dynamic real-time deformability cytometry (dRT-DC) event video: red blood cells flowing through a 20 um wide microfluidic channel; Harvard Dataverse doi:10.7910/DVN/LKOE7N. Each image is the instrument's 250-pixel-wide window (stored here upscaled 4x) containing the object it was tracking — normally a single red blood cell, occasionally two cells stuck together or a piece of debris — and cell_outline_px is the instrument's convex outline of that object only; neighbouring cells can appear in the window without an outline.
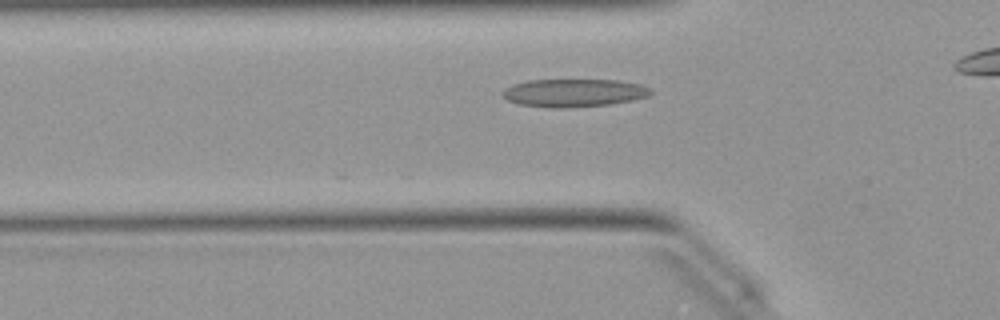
{"species": "Egyptian fruit bat (a non-hibernating species)", "species_latin": "Rousettus aegyptiacus", "temperature_condition": "warm", "stored_images_in_passage": 23, "camera_frame_rate_fps": 3000, "um_per_image_px": 0.085, "animal": {"sex": "female"}, "frame": {"image": 1, "passage_image": 9, "time_ms": 2.667, "image_size_px": [1000, 320], "cell_outline_px": [[652, 92], [648, 96], [632, 100], [608, 104], [572, 108], [548, 108], [516, 104], [500, 96], [500, 92], [504, 88], [512, 84], [528, 80], [616, 80], [640, 84], [648, 88]], "centroid_in_image_um": [48.68, 7.9], "position_along_channel_um": 77.1, "area_um2": 24.39}}
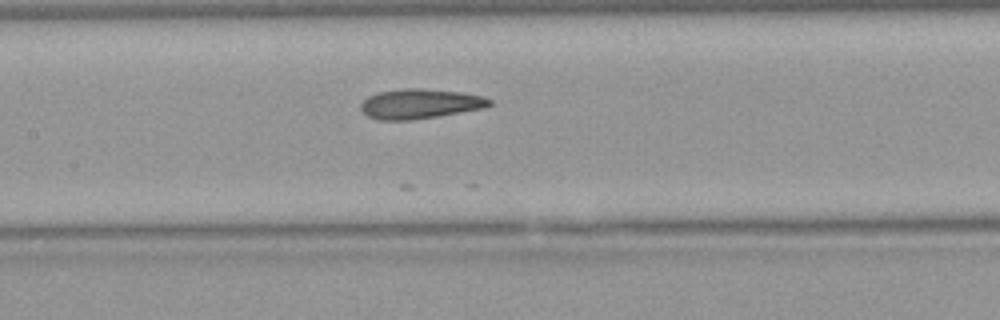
{"frame": {"image": 2, "passage_image": 16, "time_ms": 5.0, "image_size_px": [1000, 320], "cell_outline_px": [[492, 104], [484, 108], [412, 120], [376, 120], [368, 116], [360, 108], [360, 104], [368, 96], [380, 92], [404, 88], [424, 88], [464, 92], [484, 96], [492, 100]], "centroid_in_image_um": [35.72, 8.81], "position_along_channel_um": 171.7, "area_um2": 22.43}}
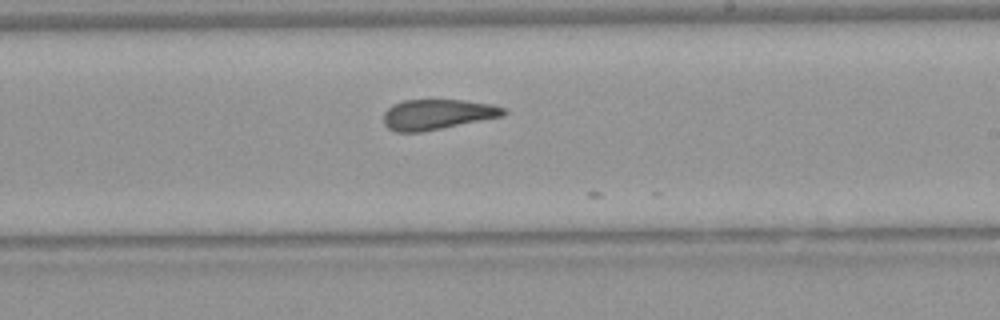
{"frame": {"image": 3, "passage_image": 22, "time_ms": 7.0, "image_size_px": [1000, 320], "cell_outline_px": [[508, 112], [504, 116], [420, 132], [396, 132], [388, 128], [384, 124], [384, 112], [392, 104], [404, 100], [464, 100], [492, 104], [504, 108]], "centroid_in_image_um": [37.17, 9.72], "position_along_channel_um": 251.8, "area_um2": 21.15}}